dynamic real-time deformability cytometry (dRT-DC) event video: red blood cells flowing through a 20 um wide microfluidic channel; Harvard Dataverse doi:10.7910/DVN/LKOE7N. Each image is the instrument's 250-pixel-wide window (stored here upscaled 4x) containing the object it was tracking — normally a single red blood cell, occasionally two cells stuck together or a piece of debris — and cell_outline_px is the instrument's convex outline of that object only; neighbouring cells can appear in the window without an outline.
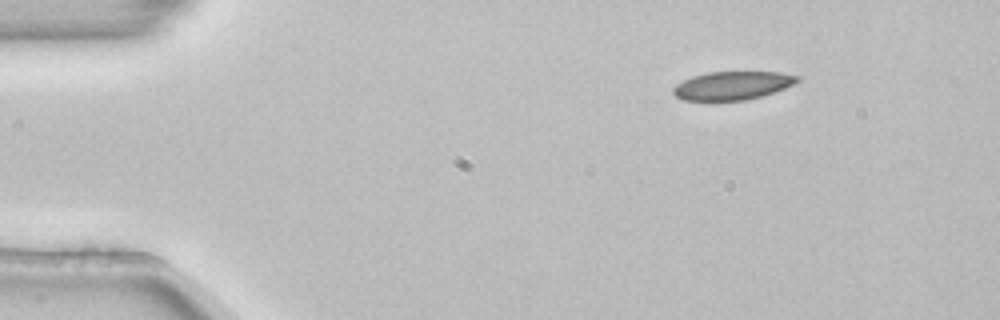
{"species": "common noctule bat (a hibernating species)", "species_latin": "Nyctalus noctula", "temperature_condition": "room temperature", "stored_images_in_passage": 3, "camera_frame_rate_fps": 3000, "um_per_image_px": 0.085, "animal": {"sex": "female", "body_mass_g": 22.7, "forearm_length_mm": 54.2}, "frame": {"image": 1, "passage_image": 1, "time_ms": 0.0, "image_size_px": [1000, 320], "cell_outline_px": [[800, 80], [796, 84], [760, 96], [744, 100], [684, 100], [676, 96], [672, 92], [672, 88], [676, 84], [692, 76], [708, 72], [780, 72], [800, 76]], "centroid_in_image_um": [62.26, 7.26], "position_along_channel_um": 22.7, "area_um2": 20.4}}
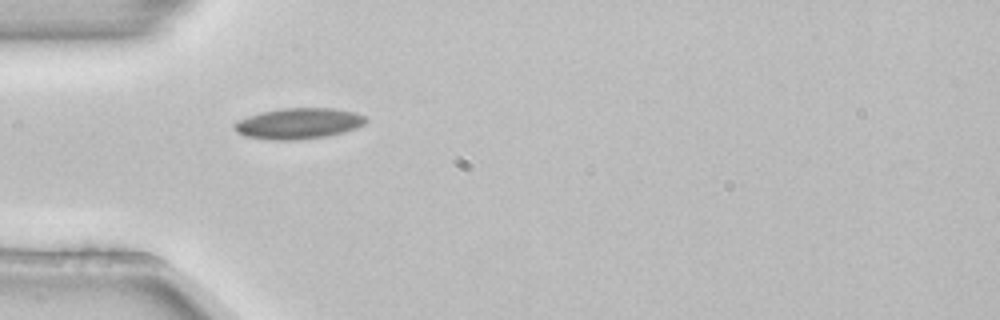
{"frame": {"image": 2, "passage_image": 3, "time_ms": 0.667, "image_size_px": [1000, 320], "cell_outline_px": [[368, 120], [364, 124], [356, 128], [344, 132], [328, 136], [296, 140], [268, 140], [244, 136], [236, 132], [232, 128], [232, 124], [248, 116], [260, 112], [284, 108], [332, 108], [356, 112], [368, 116]], "centroid_in_image_um": [25.38, 10.5], "position_along_channel_um": 59.6, "area_um2": 23.99}}